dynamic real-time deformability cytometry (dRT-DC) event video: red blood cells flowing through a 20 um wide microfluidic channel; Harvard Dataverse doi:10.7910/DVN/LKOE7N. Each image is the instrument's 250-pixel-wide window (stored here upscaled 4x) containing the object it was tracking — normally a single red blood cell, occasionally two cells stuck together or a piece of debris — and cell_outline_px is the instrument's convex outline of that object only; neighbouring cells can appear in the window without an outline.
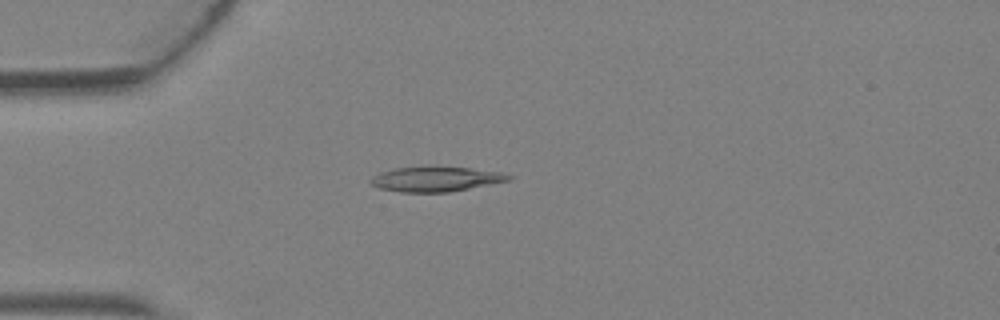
{"species": "Egyptian fruit bat (a non-hibernating species)", "species_latin": "Rousettus aegyptiacus", "temperature_condition": "warm", "stored_images_in_passage": 4, "camera_frame_rate_fps": 3000, "um_per_image_px": 0.085, "animal": {"sex": "female"}, "frame": {"image": 1, "passage_image": 4, "time_ms": 1.0, "image_size_px": [1000, 320], "cell_outline_px": [[512, 176], [508, 180], [448, 192], [400, 192], [380, 188], [372, 184], [368, 180], [372, 176], [380, 172], [396, 168], [472, 168], [500, 172]], "centroid_in_image_um": [36.98, 15.24], "position_along_channel_um": 48.0, "area_um2": 19.25}}